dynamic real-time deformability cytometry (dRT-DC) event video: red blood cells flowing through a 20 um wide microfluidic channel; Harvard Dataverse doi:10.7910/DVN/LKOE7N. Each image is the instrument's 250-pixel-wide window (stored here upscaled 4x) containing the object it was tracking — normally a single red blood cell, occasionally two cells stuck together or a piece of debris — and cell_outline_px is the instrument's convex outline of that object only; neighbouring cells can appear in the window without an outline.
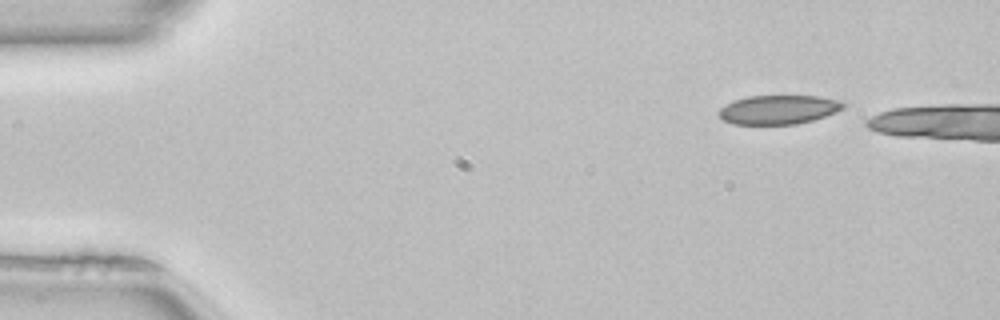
{"species": "common noctule bat (a hibernating species)", "species_latin": "Nyctalus noctula", "temperature_condition": "room temperature", "stored_images_in_passage": 6, "camera_frame_rate_fps": 3000, "um_per_image_px": 0.085, "animal": {"sex": "female", "body_mass_g": 22.7, "forearm_length_mm": 54.2}, "frame": {"image": 1, "passage_image": 1, "time_ms": 0.0, "image_size_px": [1000, 320], "cell_outline_px": [[844, 108], [836, 112], [812, 120], [796, 124], [732, 124], [724, 120], [716, 112], [720, 108], [736, 100], [748, 96], [820, 96], [840, 100], [844, 104]], "centroid_in_image_um": [66.18, 9.32], "position_along_channel_um": 18.8, "area_um2": 20.92}}